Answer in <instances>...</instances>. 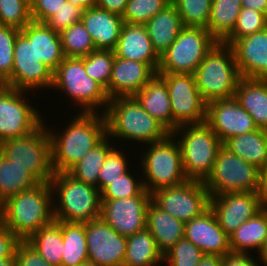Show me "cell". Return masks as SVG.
I'll return each mask as SVG.
<instances>
[{"label":"cell","instance_id":"cell-1","mask_svg":"<svg viewBox=\"0 0 267 266\" xmlns=\"http://www.w3.org/2000/svg\"><path fill=\"white\" fill-rule=\"evenodd\" d=\"M54 194L49 182H41L31 189L10 196L0 204V223L21 241H27L55 220Z\"/></svg>","mask_w":267,"mask_h":266},{"label":"cell","instance_id":"cell-2","mask_svg":"<svg viewBox=\"0 0 267 266\" xmlns=\"http://www.w3.org/2000/svg\"><path fill=\"white\" fill-rule=\"evenodd\" d=\"M78 114L66 126L64 133L56 134L48 129L54 173L68 172L107 136L106 118L102 112Z\"/></svg>","mask_w":267,"mask_h":266},{"label":"cell","instance_id":"cell-3","mask_svg":"<svg viewBox=\"0 0 267 266\" xmlns=\"http://www.w3.org/2000/svg\"><path fill=\"white\" fill-rule=\"evenodd\" d=\"M107 136L151 144L171 133L142 108L134 96L111 98L104 113ZM115 136V137H114Z\"/></svg>","mask_w":267,"mask_h":266},{"label":"cell","instance_id":"cell-4","mask_svg":"<svg viewBox=\"0 0 267 266\" xmlns=\"http://www.w3.org/2000/svg\"><path fill=\"white\" fill-rule=\"evenodd\" d=\"M58 201L53 204L57 221L86 223L100 218L101 194L97 187L75 179L68 172L54 173L50 180Z\"/></svg>","mask_w":267,"mask_h":266},{"label":"cell","instance_id":"cell-5","mask_svg":"<svg viewBox=\"0 0 267 266\" xmlns=\"http://www.w3.org/2000/svg\"><path fill=\"white\" fill-rule=\"evenodd\" d=\"M194 76L206 103L234 97L241 76L232 48L218 42L203 58Z\"/></svg>","mask_w":267,"mask_h":266},{"label":"cell","instance_id":"cell-6","mask_svg":"<svg viewBox=\"0 0 267 266\" xmlns=\"http://www.w3.org/2000/svg\"><path fill=\"white\" fill-rule=\"evenodd\" d=\"M178 133L181 138L177 142L187 179L205 182L223 143L205 122L179 126L171 135L179 136Z\"/></svg>","mask_w":267,"mask_h":266},{"label":"cell","instance_id":"cell-7","mask_svg":"<svg viewBox=\"0 0 267 266\" xmlns=\"http://www.w3.org/2000/svg\"><path fill=\"white\" fill-rule=\"evenodd\" d=\"M51 88L62 90L78 102L83 113H96L98 106H104V114L110 101L106 89L86 74L84 57H65L53 72Z\"/></svg>","mask_w":267,"mask_h":266},{"label":"cell","instance_id":"cell-8","mask_svg":"<svg viewBox=\"0 0 267 266\" xmlns=\"http://www.w3.org/2000/svg\"><path fill=\"white\" fill-rule=\"evenodd\" d=\"M175 138V139H174ZM175 135L151 143L141 160L144 188L152 194L158 189L180 185L188 179L183 170L181 150Z\"/></svg>","mask_w":267,"mask_h":266},{"label":"cell","instance_id":"cell-9","mask_svg":"<svg viewBox=\"0 0 267 266\" xmlns=\"http://www.w3.org/2000/svg\"><path fill=\"white\" fill-rule=\"evenodd\" d=\"M217 43L206 28L184 26L176 40L160 56L157 73L194 74Z\"/></svg>","mask_w":267,"mask_h":266},{"label":"cell","instance_id":"cell-10","mask_svg":"<svg viewBox=\"0 0 267 266\" xmlns=\"http://www.w3.org/2000/svg\"><path fill=\"white\" fill-rule=\"evenodd\" d=\"M210 197L234 192H259L260 169L222 146L204 182Z\"/></svg>","mask_w":267,"mask_h":266},{"label":"cell","instance_id":"cell-11","mask_svg":"<svg viewBox=\"0 0 267 266\" xmlns=\"http://www.w3.org/2000/svg\"><path fill=\"white\" fill-rule=\"evenodd\" d=\"M0 153L29 169L41 182L53 177L51 140L44 122L28 135L1 142Z\"/></svg>","mask_w":267,"mask_h":266},{"label":"cell","instance_id":"cell-12","mask_svg":"<svg viewBox=\"0 0 267 266\" xmlns=\"http://www.w3.org/2000/svg\"><path fill=\"white\" fill-rule=\"evenodd\" d=\"M166 81L173 118V132L182 125L206 121L207 103L196 85L194 74L158 73Z\"/></svg>","mask_w":267,"mask_h":266},{"label":"cell","instance_id":"cell-13","mask_svg":"<svg viewBox=\"0 0 267 266\" xmlns=\"http://www.w3.org/2000/svg\"><path fill=\"white\" fill-rule=\"evenodd\" d=\"M151 195L158 208L183 223L200 216L210 207V194L200 181L187 180L177 186L158 189Z\"/></svg>","mask_w":267,"mask_h":266},{"label":"cell","instance_id":"cell-14","mask_svg":"<svg viewBox=\"0 0 267 266\" xmlns=\"http://www.w3.org/2000/svg\"><path fill=\"white\" fill-rule=\"evenodd\" d=\"M27 91L2 85L0 88V143L35 131L42 115L24 96Z\"/></svg>","mask_w":267,"mask_h":266},{"label":"cell","instance_id":"cell-15","mask_svg":"<svg viewBox=\"0 0 267 266\" xmlns=\"http://www.w3.org/2000/svg\"><path fill=\"white\" fill-rule=\"evenodd\" d=\"M53 72L37 57L33 41L18 33L14 47V62L11 79L5 86L23 91L51 88Z\"/></svg>","mask_w":267,"mask_h":266},{"label":"cell","instance_id":"cell-16","mask_svg":"<svg viewBox=\"0 0 267 266\" xmlns=\"http://www.w3.org/2000/svg\"><path fill=\"white\" fill-rule=\"evenodd\" d=\"M152 195L145 189L140 195L117 200H101L100 217L118 234L129 237L146 228L147 209Z\"/></svg>","mask_w":267,"mask_h":266},{"label":"cell","instance_id":"cell-17","mask_svg":"<svg viewBox=\"0 0 267 266\" xmlns=\"http://www.w3.org/2000/svg\"><path fill=\"white\" fill-rule=\"evenodd\" d=\"M88 260L98 266H123L127 237L118 234L101 217L85 223Z\"/></svg>","mask_w":267,"mask_h":266},{"label":"cell","instance_id":"cell-18","mask_svg":"<svg viewBox=\"0 0 267 266\" xmlns=\"http://www.w3.org/2000/svg\"><path fill=\"white\" fill-rule=\"evenodd\" d=\"M265 205L259 192H234L210 197V208L228 236Z\"/></svg>","mask_w":267,"mask_h":266},{"label":"cell","instance_id":"cell-19","mask_svg":"<svg viewBox=\"0 0 267 266\" xmlns=\"http://www.w3.org/2000/svg\"><path fill=\"white\" fill-rule=\"evenodd\" d=\"M205 123L222 143L228 138L258 129L251 115L235 97L207 103Z\"/></svg>","mask_w":267,"mask_h":266},{"label":"cell","instance_id":"cell-20","mask_svg":"<svg viewBox=\"0 0 267 266\" xmlns=\"http://www.w3.org/2000/svg\"><path fill=\"white\" fill-rule=\"evenodd\" d=\"M184 238L192 242L205 255L223 257L231 251L229 236L220 227L210 207L200 216L184 223Z\"/></svg>","mask_w":267,"mask_h":266},{"label":"cell","instance_id":"cell-21","mask_svg":"<svg viewBox=\"0 0 267 266\" xmlns=\"http://www.w3.org/2000/svg\"><path fill=\"white\" fill-rule=\"evenodd\" d=\"M230 47L241 77L267 79V28L236 39Z\"/></svg>","mask_w":267,"mask_h":266},{"label":"cell","instance_id":"cell-22","mask_svg":"<svg viewBox=\"0 0 267 266\" xmlns=\"http://www.w3.org/2000/svg\"><path fill=\"white\" fill-rule=\"evenodd\" d=\"M156 71L147 63L115 57L112 75L106 89L108 97L134 96L155 75Z\"/></svg>","mask_w":267,"mask_h":266},{"label":"cell","instance_id":"cell-23","mask_svg":"<svg viewBox=\"0 0 267 266\" xmlns=\"http://www.w3.org/2000/svg\"><path fill=\"white\" fill-rule=\"evenodd\" d=\"M113 51L115 57L147 63L156 72L159 69L160 56L152 46L145 25L123 23Z\"/></svg>","mask_w":267,"mask_h":266},{"label":"cell","instance_id":"cell-24","mask_svg":"<svg viewBox=\"0 0 267 266\" xmlns=\"http://www.w3.org/2000/svg\"><path fill=\"white\" fill-rule=\"evenodd\" d=\"M81 22L96 49H115L124 23L121 15L94 6L83 10Z\"/></svg>","mask_w":267,"mask_h":266},{"label":"cell","instance_id":"cell-25","mask_svg":"<svg viewBox=\"0 0 267 266\" xmlns=\"http://www.w3.org/2000/svg\"><path fill=\"white\" fill-rule=\"evenodd\" d=\"M20 32L33 41L36 57L52 72L65 58L62 51L60 34L51 29L46 23L31 21Z\"/></svg>","mask_w":267,"mask_h":266},{"label":"cell","instance_id":"cell-26","mask_svg":"<svg viewBox=\"0 0 267 266\" xmlns=\"http://www.w3.org/2000/svg\"><path fill=\"white\" fill-rule=\"evenodd\" d=\"M134 97L144 110L170 133L173 132V118L167 84L160 74L156 73Z\"/></svg>","mask_w":267,"mask_h":266},{"label":"cell","instance_id":"cell-27","mask_svg":"<svg viewBox=\"0 0 267 266\" xmlns=\"http://www.w3.org/2000/svg\"><path fill=\"white\" fill-rule=\"evenodd\" d=\"M144 25L152 46L159 56L170 47L184 27L174 3H169Z\"/></svg>","mask_w":267,"mask_h":266},{"label":"cell","instance_id":"cell-28","mask_svg":"<svg viewBox=\"0 0 267 266\" xmlns=\"http://www.w3.org/2000/svg\"><path fill=\"white\" fill-rule=\"evenodd\" d=\"M234 97L251 115L256 126L267 130V79L241 77Z\"/></svg>","mask_w":267,"mask_h":266},{"label":"cell","instance_id":"cell-29","mask_svg":"<svg viewBox=\"0 0 267 266\" xmlns=\"http://www.w3.org/2000/svg\"><path fill=\"white\" fill-rule=\"evenodd\" d=\"M146 228L155 239L157 248L164 255L184 238V223L162 211L153 202L147 209Z\"/></svg>","mask_w":267,"mask_h":266},{"label":"cell","instance_id":"cell-30","mask_svg":"<svg viewBox=\"0 0 267 266\" xmlns=\"http://www.w3.org/2000/svg\"><path fill=\"white\" fill-rule=\"evenodd\" d=\"M267 237V204L229 235L232 252L248 253L261 250Z\"/></svg>","mask_w":267,"mask_h":266},{"label":"cell","instance_id":"cell-31","mask_svg":"<svg viewBox=\"0 0 267 266\" xmlns=\"http://www.w3.org/2000/svg\"><path fill=\"white\" fill-rule=\"evenodd\" d=\"M223 146L259 169L267 162V130L258 128L228 138L223 142Z\"/></svg>","mask_w":267,"mask_h":266},{"label":"cell","instance_id":"cell-32","mask_svg":"<svg viewBox=\"0 0 267 266\" xmlns=\"http://www.w3.org/2000/svg\"><path fill=\"white\" fill-rule=\"evenodd\" d=\"M41 181L27 168L0 153V204L12 195L37 186Z\"/></svg>","mask_w":267,"mask_h":266},{"label":"cell","instance_id":"cell-33","mask_svg":"<svg viewBox=\"0 0 267 266\" xmlns=\"http://www.w3.org/2000/svg\"><path fill=\"white\" fill-rule=\"evenodd\" d=\"M160 261L163 254L147 228L127 237L123 266H156Z\"/></svg>","mask_w":267,"mask_h":266},{"label":"cell","instance_id":"cell-34","mask_svg":"<svg viewBox=\"0 0 267 266\" xmlns=\"http://www.w3.org/2000/svg\"><path fill=\"white\" fill-rule=\"evenodd\" d=\"M64 243L61 266H80L88 261L85 223L60 221Z\"/></svg>","mask_w":267,"mask_h":266},{"label":"cell","instance_id":"cell-35","mask_svg":"<svg viewBox=\"0 0 267 266\" xmlns=\"http://www.w3.org/2000/svg\"><path fill=\"white\" fill-rule=\"evenodd\" d=\"M241 9V0H212L206 29L222 43L232 33Z\"/></svg>","mask_w":267,"mask_h":266},{"label":"cell","instance_id":"cell-36","mask_svg":"<svg viewBox=\"0 0 267 266\" xmlns=\"http://www.w3.org/2000/svg\"><path fill=\"white\" fill-rule=\"evenodd\" d=\"M40 256L53 266H61L64 243L60 221L54 220L34 233L27 241Z\"/></svg>","mask_w":267,"mask_h":266},{"label":"cell","instance_id":"cell-37","mask_svg":"<svg viewBox=\"0 0 267 266\" xmlns=\"http://www.w3.org/2000/svg\"><path fill=\"white\" fill-rule=\"evenodd\" d=\"M107 138L108 136L91 149L68 173L75 179L98 188L100 168L108 153L114 148Z\"/></svg>","mask_w":267,"mask_h":266},{"label":"cell","instance_id":"cell-38","mask_svg":"<svg viewBox=\"0 0 267 266\" xmlns=\"http://www.w3.org/2000/svg\"><path fill=\"white\" fill-rule=\"evenodd\" d=\"M60 37L65 57L82 58L96 50L90 33L81 21L63 30L60 33Z\"/></svg>","mask_w":267,"mask_h":266},{"label":"cell","instance_id":"cell-39","mask_svg":"<svg viewBox=\"0 0 267 266\" xmlns=\"http://www.w3.org/2000/svg\"><path fill=\"white\" fill-rule=\"evenodd\" d=\"M114 59L113 50L96 49L84 57L85 72L91 79L107 89L112 75Z\"/></svg>","mask_w":267,"mask_h":266},{"label":"cell","instance_id":"cell-40","mask_svg":"<svg viewBox=\"0 0 267 266\" xmlns=\"http://www.w3.org/2000/svg\"><path fill=\"white\" fill-rule=\"evenodd\" d=\"M267 28V15L242 7L232 33L222 42L231 45L236 39L252 35Z\"/></svg>","mask_w":267,"mask_h":266},{"label":"cell","instance_id":"cell-41","mask_svg":"<svg viewBox=\"0 0 267 266\" xmlns=\"http://www.w3.org/2000/svg\"><path fill=\"white\" fill-rule=\"evenodd\" d=\"M174 4L184 26L206 28L212 0H176Z\"/></svg>","mask_w":267,"mask_h":266},{"label":"cell","instance_id":"cell-42","mask_svg":"<svg viewBox=\"0 0 267 266\" xmlns=\"http://www.w3.org/2000/svg\"><path fill=\"white\" fill-rule=\"evenodd\" d=\"M31 21L30 0H0V25L21 30Z\"/></svg>","mask_w":267,"mask_h":266},{"label":"cell","instance_id":"cell-43","mask_svg":"<svg viewBox=\"0 0 267 266\" xmlns=\"http://www.w3.org/2000/svg\"><path fill=\"white\" fill-rule=\"evenodd\" d=\"M168 4L167 0H128L122 14L123 22L144 25Z\"/></svg>","mask_w":267,"mask_h":266},{"label":"cell","instance_id":"cell-44","mask_svg":"<svg viewBox=\"0 0 267 266\" xmlns=\"http://www.w3.org/2000/svg\"><path fill=\"white\" fill-rule=\"evenodd\" d=\"M20 30L0 25V83L5 85L12 76L15 41Z\"/></svg>","mask_w":267,"mask_h":266},{"label":"cell","instance_id":"cell-45","mask_svg":"<svg viewBox=\"0 0 267 266\" xmlns=\"http://www.w3.org/2000/svg\"><path fill=\"white\" fill-rule=\"evenodd\" d=\"M204 256L198 247L183 238L163 255V261L169 266H198Z\"/></svg>","mask_w":267,"mask_h":266},{"label":"cell","instance_id":"cell-46","mask_svg":"<svg viewBox=\"0 0 267 266\" xmlns=\"http://www.w3.org/2000/svg\"><path fill=\"white\" fill-rule=\"evenodd\" d=\"M145 190L143 180H135L128 171L111 183L100 193L101 200H117L140 195Z\"/></svg>","mask_w":267,"mask_h":266},{"label":"cell","instance_id":"cell-47","mask_svg":"<svg viewBox=\"0 0 267 266\" xmlns=\"http://www.w3.org/2000/svg\"><path fill=\"white\" fill-rule=\"evenodd\" d=\"M124 153L121 150L113 148L105 158L103 165L100 168L98 190L100 193L111 183L118 179L128 170V163Z\"/></svg>","mask_w":267,"mask_h":266},{"label":"cell","instance_id":"cell-48","mask_svg":"<svg viewBox=\"0 0 267 266\" xmlns=\"http://www.w3.org/2000/svg\"><path fill=\"white\" fill-rule=\"evenodd\" d=\"M83 9L77 5L66 2L45 23L57 33L81 21Z\"/></svg>","mask_w":267,"mask_h":266},{"label":"cell","instance_id":"cell-49","mask_svg":"<svg viewBox=\"0 0 267 266\" xmlns=\"http://www.w3.org/2000/svg\"><path fill=\"white\" fill-rule=\"evenodd\" d=\"M67 0H30L32 21L45 23Z\"/></svg>","mask_w":267,"mask_h":266},{"label":"cell","instance_id":"cell-50","mask_svg":"<svg viewBox=\"0 0 267 266\" xmlns=\"http://www.w3.org/2000/svg\"><path fill=\"white\" fill-rule=\"evenodd\" d=\"M15 266H53L30 246L26 241H22L16 250Z\"/></svg>","mask_w":267,"mask_h":266},{"label":"cell","instance_id":"cell-51","mask_svg":"<svg viewBox=\"0 0 267 266\" xmlns=\"http://www.w3.org/2000/svg\"><path fill=\"white\" fill-rule=\"evenodd\" d=\"M21 242L15 234L0 223V259L15 257L17 247Z\"/></svg>","mask_w":267,"mask_h":266},{"label":"cell","instance_id":"cell-52","mask_svg":"<svg viewBox=\"0 0 267 266\" xmlns=\"http://www.w3.org/2000/svg\"><path fill=\"white\" fill-rule=\"evenodd\" d=\"M222 266H259L249 253L228 252L222 257Z\"/></svg>","mask_w":267,"mask_h":266},{"label":"cell","instance_id":"cell-53","mask_svg":"<svg viewBox=\"0 0 267 266\" xmlns=\"http://www.w3.org/2000/svg\"><path fill=\"white\" fill-rule=\"evenodd\" d=\"M127 2L128 0H97L95 6L122 16Z\"/></svg>","mask_w":267,"mask_h":266},{"label":"cell","instance_id":"cell-54","mask_svg":"<svg viewBox=\"0 0 267 266\" xmlns=\"http://www.w3.org/2000/svg\"><path fill=\"white\" fill-rule=\"evenodd\" d=\"M242 7L267 15V0H241Z\"/></svg>","mask_w":267,"mask_h":266},{"label":"cell","instance_id":"cell-55","mask_svg":"<svg viewBox=\"0 0 267 266\" xmlns=\"http://www.w3.org/2000/svg\"><path fill=\"white\" fill-rule=\"evenodd\" d=\"M259 193H260L264 203L267 204V162L260 169Z\"/></svg>","mask_w":267,"mask_h":266},{"label":"cell","instance_id":"cell-56","mask_svg":"<svg viewBox=\"0 0 267 266\" xmlns=\"http://www.w3.org/2000/svg\"><path fill=\"white\" fill-rule=\"evenodd\" d=\"M198 266H222V257L217 255H205Z\"/></svg>","mask_w":267,"mask_h":266},{"label":"cell","instance_id":"cell-57","mask_svg":"<svg viewBox=\"0 0 267 266\" xmlns=\"http://www.w3.org/2000/svg\"><path fill=\"white\" fill-rule=\"evenodd\" d=\"M96 1L97 0H67V2L77 5L83 10L94 7L96 5Z\"/></svg>","mask_w":267,"mask_h":266},{"label":"cell","instance_id":"cell-58","mask_svg":"<svg viewBox=\"0 0 267 266\" xmlns=\"http://www.w3.org/2000/svg\"><path fill=\"white\" fill-rule=\"evenodd\" d=\"M259 258L261 259L260 261L263 262V264L265 266H267V237L265 239V242H264V245L263 247L261 248V250L259 251V254H258Z\"/></svg>","mask_w":267,"mask_h":266},{"label":"cell","instance_id":"cell-59","mask_svg":"<svg viewBox=\"0 0 267 266\" xmlns=\"http://www.w3.org/2000/svg\"><path fill=\"white\" fill-rule=\"evenodd\" d=\"M0 266H15V257L0 259Z\"/></svg>","mask_w":267,"mask_h":266},{"label":"cell","instance_id":"cell-60","mask_svg":"<svg viewBox=\"0 0 267 266\" xmlns=\"http://www.w3.org/2000/svg\"><path fill=\"white\" fill-rule=\"evenodd\" d=\"M80 266H98V265L88 260L84 262L83 264H81Z\"/></svg>","mask_w":267,"mask_h":266},{"label":"cell","instance_id":"cell-61","mask_svg":"<svg viewBox=\"0 0 267 266\" xmlns=\"http://www.w3.org/2000/svg\"><path fill=\"white\" fill-rule=\"evenodd\" d=\"M169 3H174L176 0H167Z\"/></svg>","mask_w":267,"mask_h":266}]
</instances>
